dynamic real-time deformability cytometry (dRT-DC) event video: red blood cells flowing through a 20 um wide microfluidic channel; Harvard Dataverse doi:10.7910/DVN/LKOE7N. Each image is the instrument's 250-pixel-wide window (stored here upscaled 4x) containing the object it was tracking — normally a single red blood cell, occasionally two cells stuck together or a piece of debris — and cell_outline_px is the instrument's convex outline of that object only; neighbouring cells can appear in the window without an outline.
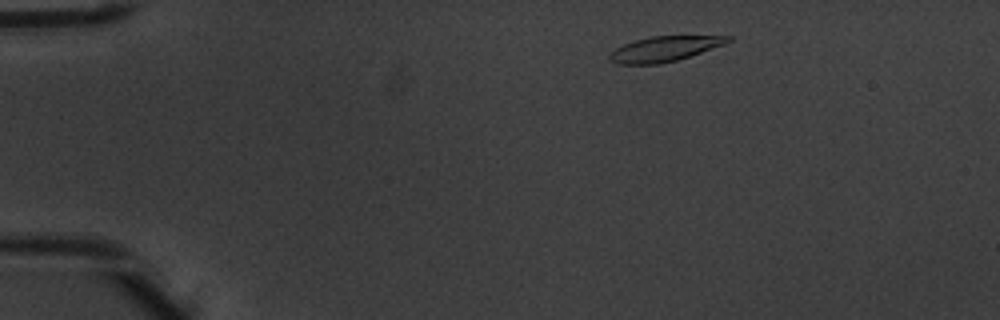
{"species": "common noctule bat (a hibernating species)", "species_latin": "Nyctalus noctula", "temperature_condition": "warm", "stored_images_in_passage": 3, "camera_frame_rate_fps": 3000, "um_per_image_px": 0.085, "animal": {"sex": "male", "body_mass_g": 20.1, "forearm_length_mm": 53.5}, "frame": {"image": 1, "passage_image": 1, "time_ms": 0.0, "image_size_px": [1000, 320], "cell_outline_px": [[732, 40], [724, 44], [676, 60], [660, 64], [616, 64], [608, 60], [608, 56], [616, 48], [624, 44], [636, 40], [652, 36], [732, 36]], "centroid_in_image_um": [56.43, 4.16], "position_along_channel_um": 28.6, "area_um2": 17.05}}